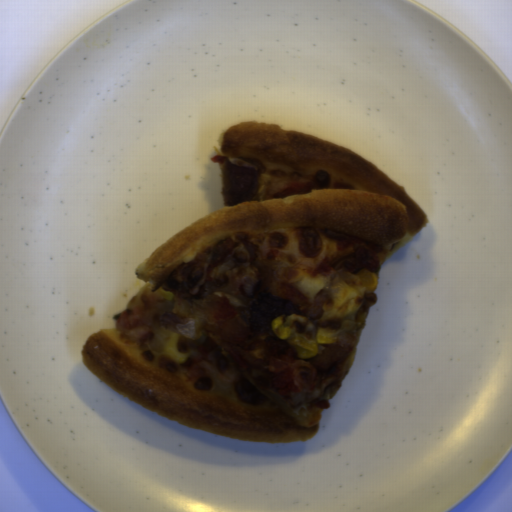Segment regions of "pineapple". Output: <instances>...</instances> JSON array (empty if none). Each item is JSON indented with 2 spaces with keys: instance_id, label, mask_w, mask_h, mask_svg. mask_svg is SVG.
I'll list each match as a JSON object with an SVG mask.
<instances>
[{
  "instance_id": "2ff11189",
  "label": "pineapple",
  "mask_w": 512,
  "mask_h": 512,
  "mask_svg": "<svg viewBox=\"0 0 512 512\" xmlns=\"http://www.w3.org/2000/svg\"><path fill=\"white\" fill-rule=\"evenodd\" d=\"M159 290L152 291L150 285H142L114 323L123 342L137 344L141 351L165 352V345L172 336L169 328L163 325L172 302L164 299Z\"/></svg>"
}]
</instances>
